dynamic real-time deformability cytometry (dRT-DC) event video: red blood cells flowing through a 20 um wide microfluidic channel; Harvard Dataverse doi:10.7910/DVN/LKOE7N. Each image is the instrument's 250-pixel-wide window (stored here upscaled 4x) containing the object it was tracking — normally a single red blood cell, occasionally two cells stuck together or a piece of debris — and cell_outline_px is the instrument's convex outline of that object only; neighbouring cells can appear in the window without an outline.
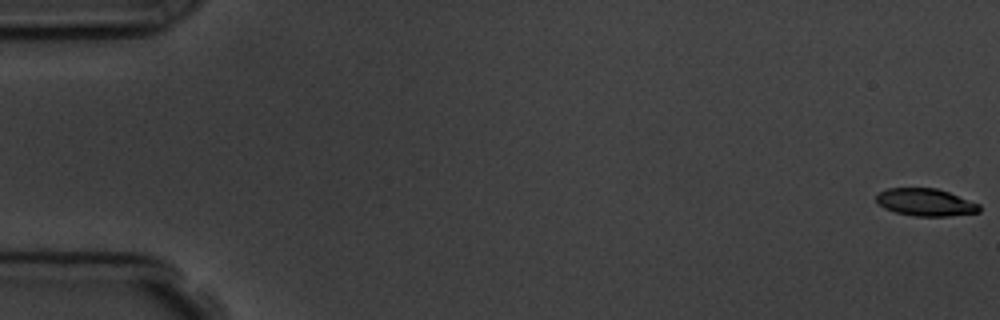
{"species": "common noctule bat (a hibernating species)", "species_latin": "Nyctalus noctula", "temperature_condition": "room temperature", "stored_images_in_passage": 9, "camera_frame_rate_fps": 3000, "um_per_image_px": 0.085, "animal": {"sex": "male", "body_mass_g": 19.5, "forearm_length_mm": 54.6}, "frame": {"image": 1, "passage_image": 1, "time_ms": 0.0, "image_size_px": [1000, 320], "cell_outline_px": [[980, 212], [948, 216], [916, 216], [896, 212], [884, 208], [876, 200], [876, 196], [880, 192], [888, 188], [936, 188], [948, 192], [980, 204]], "centroid_in_image_um": [78.68, 17.19], "position_along_channel_um": 6.3, "area_um2": 16.3}}